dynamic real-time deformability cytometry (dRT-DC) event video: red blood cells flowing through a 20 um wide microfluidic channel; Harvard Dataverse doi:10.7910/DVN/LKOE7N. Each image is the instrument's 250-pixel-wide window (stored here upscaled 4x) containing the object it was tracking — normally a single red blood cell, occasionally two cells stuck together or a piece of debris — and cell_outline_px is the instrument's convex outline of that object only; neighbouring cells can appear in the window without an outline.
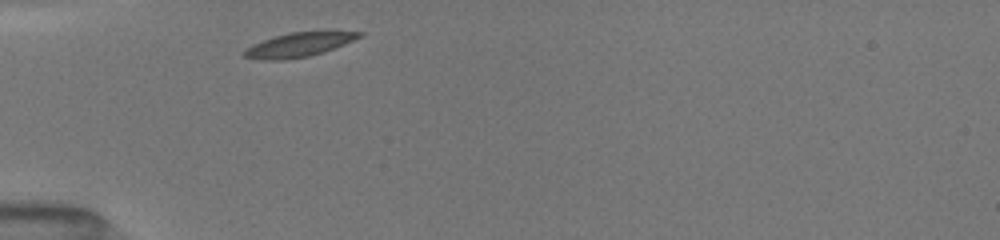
{"species": "common noctule bat (a hibernating species)", "species_latin": "Nyctalus noctula", "temperature_condition": "room temperature", "stored_images_in_passage": 31, "camera_frame_rate_fps": 3000, "um_per_image_px": 0.085, "animal": {"sex": "female", "body_mass_g": 19.5, "forearm_length_mm": 54.1}, "frame": {"image": 1, "passage_image": 1, "time_ms": 0.0, "image_size_px": [1000, 240], "cell_outline_px": [[364, 36], [324, 52], [308, 56], [280, 60], [260, 60], [244, 56], [244, 52], [252, 44], [276, 36], [292, 32], [364, 32]], "centroid_in_image_um": [25.41, 3.81], "position_along_channel_um": 59.6, "area_um2": 15.78}}
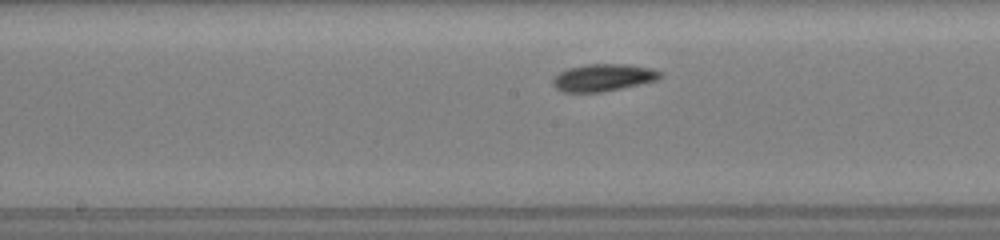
{"frame": {"image": 2, "passage_image": 12, "time_ms": 3.667, "image_size_px": [1000, 240], "cell_outline_px": [[660, 76], [656, 80], [620, 88], [600, 92], [564, 92], [556, 88], [552, 84], [552, 80], [560, 72], [568, 68], [588, 64], [628, 64], [648, 68], [660, 72]], "centroid_in_image_um": [51.21, 6.59], "position_along_channel_um": 197.0, "area_um2": 16.65}}
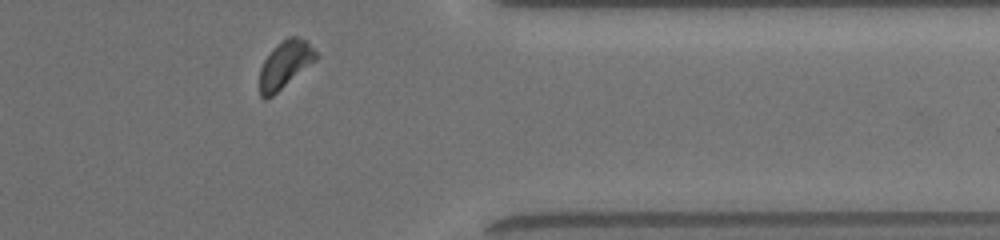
{"frame": {"image": 3, "passage_image": 27, "time_ms": 8.667, "image_size_px": [1000, 240], "cell_outline_px": [[320, 56], [316, 60], [272, 96], [264, 100], [260, 96], [260, 68], [264, 60], [272, 48], [276, 44], [288, 36], [296, 36], [308, 40]], "centroid_in_image_um": [24.25, 5.45], "position_along_channel_um": 387.2, "area_um2": 15.66}, "authors_computed_cell_mechanics": {"area_um2": 15.9528, "velocity_mm_per_s": 3.9912, "shape_relaxation_time_tau1_ms": 1.3121, "shape_relaxation_time_tau2_ms": 5.4058, "deformation_change_tau1": 0.1, "deformation_change_tau2": 0.0917}}